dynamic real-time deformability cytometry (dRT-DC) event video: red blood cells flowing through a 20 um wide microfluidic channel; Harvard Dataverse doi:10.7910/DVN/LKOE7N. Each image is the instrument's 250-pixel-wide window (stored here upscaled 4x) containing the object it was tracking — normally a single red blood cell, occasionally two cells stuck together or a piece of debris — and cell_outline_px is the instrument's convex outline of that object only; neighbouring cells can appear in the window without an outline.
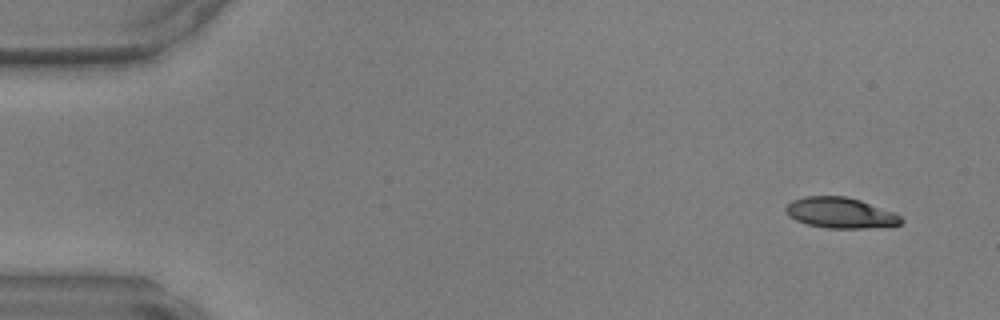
{"species": "common noctule bat (a hibernating species)", "species_latin": "Nyctalus noctula", "temperature_condition": "warm", "stored_images_in_passage": 45, "camera_frame_rate_fps": 3000, "um_per_image_px": 0.085, "animal": {"sex": "male", "body_mass_g": 17.9, "forearm_length_mm": 54.2}, "frame": {"image": 1, "passage_image": 1, "time_ms": 0.0, "image_size_px": [1000, 320], "cell_outline_px": [[904, 220], [900, 224], [892, 228], [828, 228], [808, 224], [796, 220], [788, 216], [784, 208], [792, 200], [804, 196], [844, 196], [860, 200], [896, 212]], "centroid_in_image_um": [71.5, 18.1], "position_along_channel_um": 13.5, "area_um2": 20.98}}
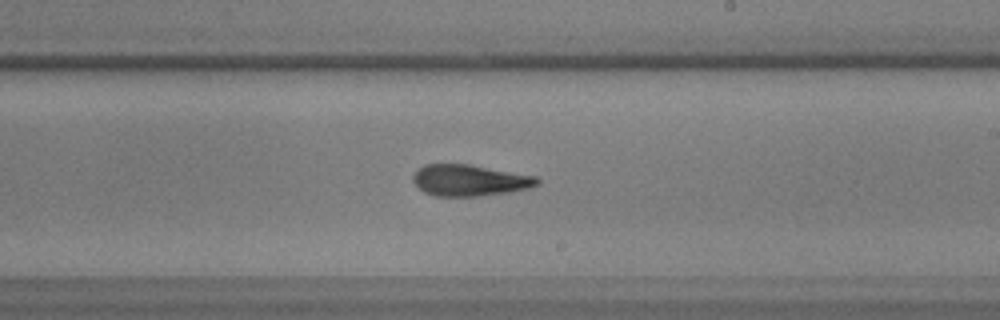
{"frame": {"image": 2, "passage_image": 26, "time_ms": 8.333, "image_size_px": [1000, 320], "cell_outline_px": [[540, 184], [528, 188], [508, 192], [476, 196], [436, 196], [424, 192], [412, 180], [412, 176], [416, 168], [424, 164], [468, 164], [536, 176], [540, 180]], "centroid_in_image_um": [39.89, 15.32], "position_along_channel_um": 249.1, "area_um2": 22.66}}
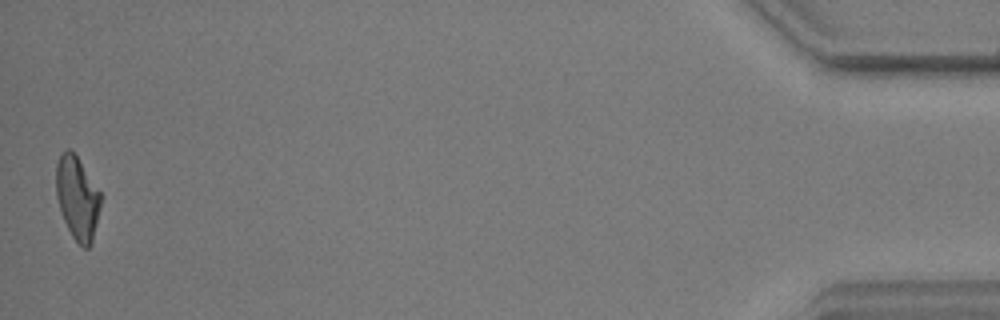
{"frame": {"image": 3, "passage_image": 45, "time_ms": 14.667, "image_size_px": [1000, 320], "cell_outline_px": [[104, 196], [92, 240], [88, 248], [84, 248], [72, 236], [64, 220], [56, 196], [56, 164], [60, 156], [68, 148], [76, 156]], "centroid_in_image_um": [6.6, 16.83], "position_along_channel_um": 428.6, "area_um2": 21.5}}